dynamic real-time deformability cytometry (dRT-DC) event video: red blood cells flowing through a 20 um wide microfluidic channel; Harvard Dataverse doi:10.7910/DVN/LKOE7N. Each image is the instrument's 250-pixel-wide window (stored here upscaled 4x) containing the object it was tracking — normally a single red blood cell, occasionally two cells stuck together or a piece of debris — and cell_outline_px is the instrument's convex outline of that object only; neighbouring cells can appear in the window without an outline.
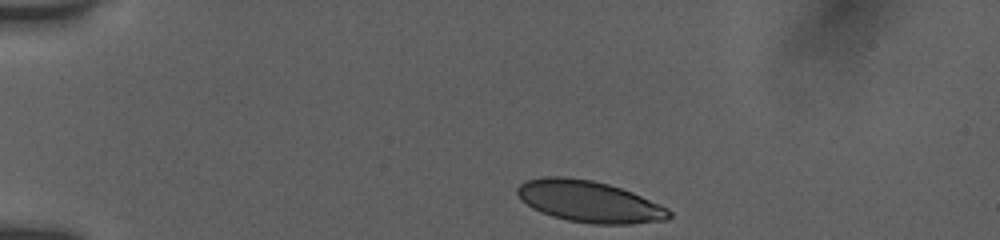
{"species": "human", "species_latin": "Homo sapiens", "temperature_condition": "room temperature", "stored_images_in_passage": 43, "camera_frame_rate_fps": 3000, "um_per_image_px": 0.085, "donor": {"sex": "female"}, "frame": {"image": 1, "passage_image": 1, "time_ms": 0.0, "image_size_px": [1000, 240], "cell_outline_px": [[672, 216], [668, 220], [632, 224], [592, 224], [568, 220], [552, 216], [540, 212], [532, 208], [520, 200], [516, 192], [516, 188], [524, 180], [544, 176], [564, 176], [592, 180], [608, 184], [632, 192], [660, 204], [668, 208], [672, 212]], "centroid_in_image_um": [50.07, 17.13], "position_along_channel_um": 34.9, "area_um2": 37.05}}
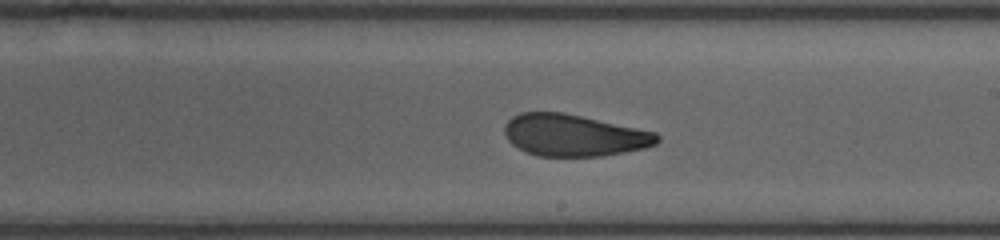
{"frame": {"image": 2, "passage_image": 22, "time_ms": 7.0, "image_size_px": [1000, 240], "cell_outline_px": [[660, 140], [656, 144], [644, 148], [604, 156], [536, 156], [524, 152], [516, 148], [508, 140], [504, 132], [504, 124], [512, 116], [520, 112], [564, 112], [656, 132], [660, 136]], "centroid_in_image_um": [48.75, 11.5], "position_along_channel_um": 240.2, "area_um2": 37.51}}
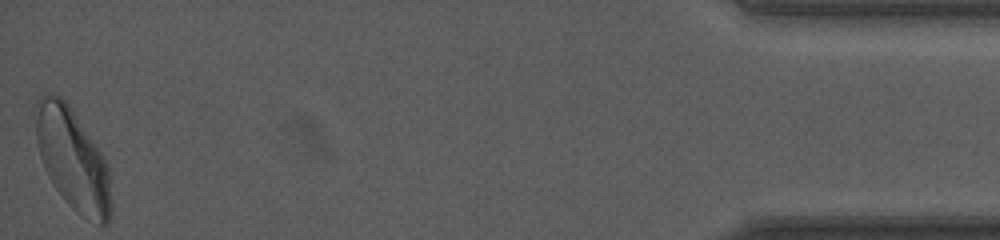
{"frame": {"image": 3, "passage_image": 43, "time_ms": 14.0, "image_size_px": [1000, 240], "cell_outline_px": [[112, 216], [108, 224], [100, 224], [80, 216], [64, 200], [52, 184], [44, 168], [40, 156], [36, 140], [36, 100], [44, 92], [48, 92], [60, 96], [68, 104], [100, 152], [108, 168], [112, 208]], "centroid_in_image_um": [6.16, 13.58], "position_along_channel_um": 429.0, "area_um2": 44.51}, "authors_computed_cell_mechanics": {"area_um2": 38.3214, "velocity_mm_per_s": 3.8698, "shape_relaxation_time_tau1_ms": 5.9615, "shape_relaxation_time_tau2_ms": 1.4951, "deformation_change_tau1": 0.1523, "deformation_change_tau2": 0.0776}}